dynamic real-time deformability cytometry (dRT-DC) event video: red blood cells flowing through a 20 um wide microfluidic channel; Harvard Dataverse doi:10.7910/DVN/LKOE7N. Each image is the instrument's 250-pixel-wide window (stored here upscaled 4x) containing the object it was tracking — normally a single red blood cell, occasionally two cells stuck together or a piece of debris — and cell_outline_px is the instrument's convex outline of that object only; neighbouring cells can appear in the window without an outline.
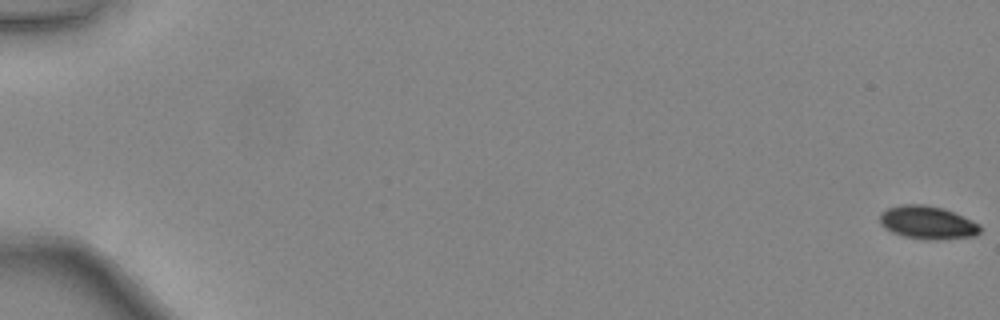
{"species": "common noctule bat (a hibernating species)", "species_latin": "Nyctalus noctula", "temperature_condition": "warm", "stored_images_in_passage": 50, "camera_frame_rate_fps": 3000, "um_per_image_px": 0.085, "animal": {"sex": "female", "body_mass_g": 24.6, "forearm_length_mm": 56.2}, "frame": {"image": 1, "passage_image": 1, "time_ms": 0.0, "image_size_px": [1000, 320], "cell_outline_px": [[980, 232], [976, 236], [936, 240], [928, 240], [904, 236], [892, 232], [884, 228], [880, 224], [880, 212], [888, 208], [904, 204], [924, 204], [944, 208], [972, 220], [980, 224]], "centroid_in_image_um": [78.84, 18.92], "position_along_channel_um": 6.2, "area_um2": 19.48}}
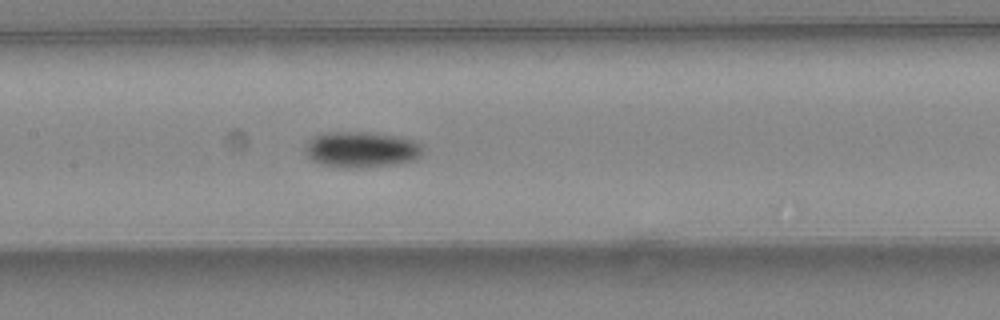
{"frame": {"image": 2, "passage_image": 26, "time_ms": 8.333, "image_size_px": [1000, 320], "cell_outline_px": [[424, 148], [420, 156], [416, 160], [396, 164], [360, 168], [340, 168], [320, 164], [312, 160], [304, 152], [304, 148], [308, 140], [312, 136], [324, 132], [368, 132], [396, 136], [412, 140], [424, 144]], "centroid_in_image_um": [30.7, 12.72], "position_along_channel_um": 176.7, "area_um2": 25.09}}
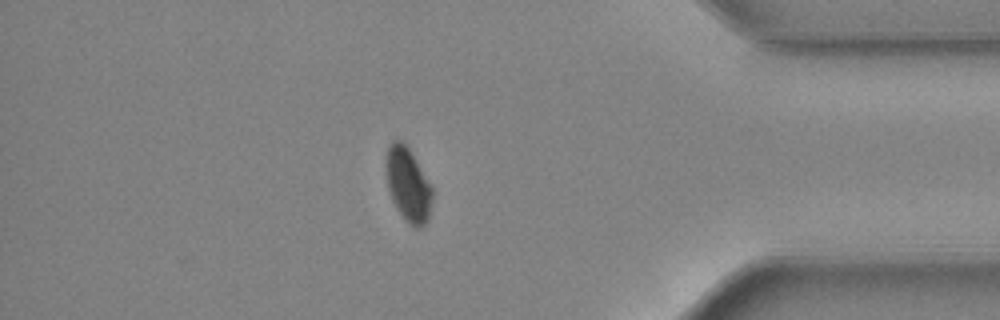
{"frame": {"image": 3, "passage_image": 43, "time_ms": 14.0, "image_size_px": [1000, 320], "cell_outline_px": [[432, 200], [428, 220], [420, 228], [416, 228], [408, 224], [396, 208], [392, 200], [388, 188], [384, 164], [384, 160], [388, 144], [392, 140], [400, 140], [412, 152], [432, 184]], "centroid_in_image_um": [34.67, 15.66], "position_along_channel_um": 400.5, "area_um2": 20.46}, "authors_computed_cell_mechanics": {"area_um2": 21.1548, "velocity_mm_per_s": 4.4495, "shape_relaxation_time_tau1_ms": 2.3423, "shape_relaxation_time_tau2_ms": null, "deformation_change_tau1": 0.0976, "deformation_change_tau2": null}}